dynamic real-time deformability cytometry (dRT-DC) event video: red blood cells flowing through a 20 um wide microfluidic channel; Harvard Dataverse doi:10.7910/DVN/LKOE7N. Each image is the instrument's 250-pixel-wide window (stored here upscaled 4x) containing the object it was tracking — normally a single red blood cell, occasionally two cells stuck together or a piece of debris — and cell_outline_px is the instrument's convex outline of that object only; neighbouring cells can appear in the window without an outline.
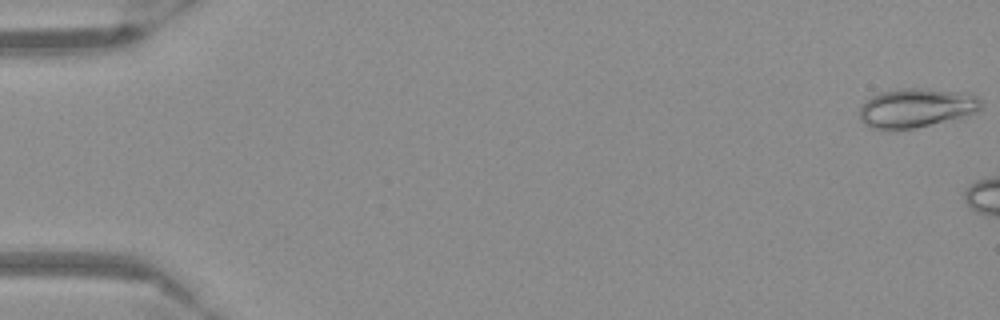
{"species": "Egyptian fruit bat (a non-hibernating species)", "species_latin": "Rousettus aegyptiacus", "temperature_condition": "warm", "stored_images_in_passage": 6, "camera_frame_rate_fps": 3000, "um_per_image_px": 0.085, "frame": {"image": 1, "passage_image": 1, "time_ms": 0.0, "image_size_px": [1000, 320], "cell_outline_px": [[980, 108], [976, 112], [964, 120], [912, 128], [868, 128], [860, 120], [860, 108], [864, 100], [880, 92], [904, 88], [920, 88], [968, 92], [976, 96], [980, 100]], "centroid_in_image_um": [77.95, 9.18], "position_along_channel_um": 7.1, "area_um2": 28.32}}